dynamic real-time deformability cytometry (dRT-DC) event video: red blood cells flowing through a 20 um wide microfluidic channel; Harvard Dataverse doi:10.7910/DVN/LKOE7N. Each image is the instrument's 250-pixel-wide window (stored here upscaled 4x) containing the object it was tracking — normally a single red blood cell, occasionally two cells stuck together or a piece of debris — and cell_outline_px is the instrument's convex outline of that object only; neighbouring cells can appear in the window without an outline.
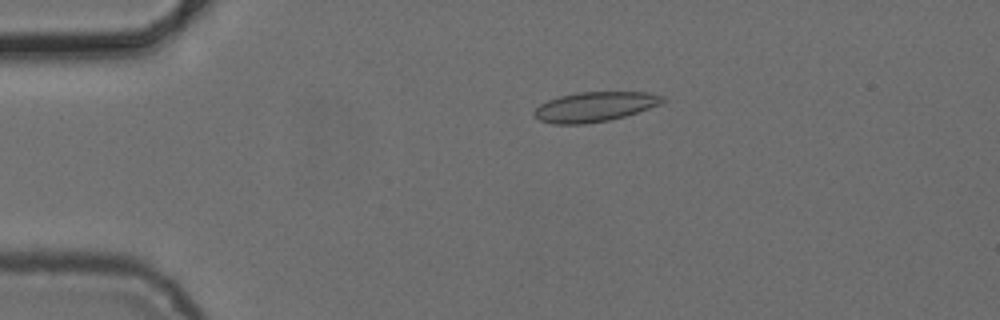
{"species": "common noctule bat (a hibernating species)", "species_latin": "Nyctalus noctula", "temperature_condition": "cold", "stored_images_in_passage": 5, "camera_frame_rate_fps": 3000, "um_per_image_px": 0.085, "animal": {"sex": "female", "body_mass_g": 24.6, "forearm_length_mm": 56.2}, "frame": {"image": 1, "passage_image": 3, "time_ms": 2.333, "image_size_px": [1000, 320], "cell_outline_px": [[668, 100], [660, 104], [624, 116], [608, 120], [584, 124], [552, 124], [540, 120], [532, 116], [532, 112], [540, 104], [548, 100], [560, 96], [576, 92], [648, 92], [664, 96]], "centroid_in_image_um": [50.53, 9.07], "position_along_channel_um": 34.5, "area_um2": 22.31}}
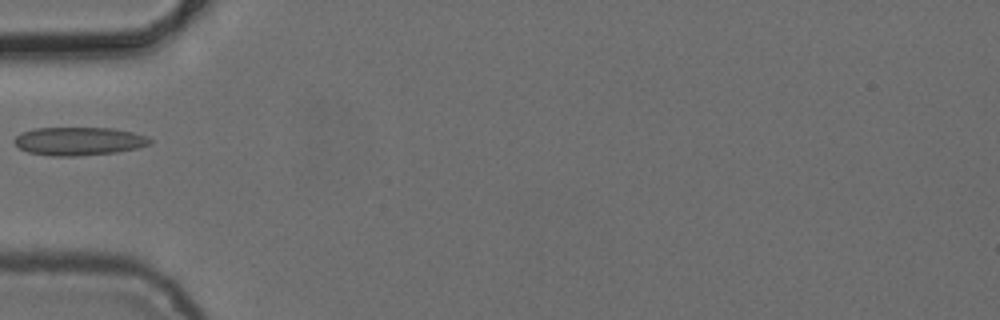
{"frame": {"image": 2, "passage_image": 5, "time_ms": 4.667, "image_size_px": [1000, 320], "cell_outline_px": [[152, 140], [148, 144], [136, 148], [116, 152], [80, 156], [52, 156], [28, 152], [20, 148], [12, 140], [16, 136], [24, 132], [36, 128], [112, 128], [132, 132], [148, 136]], "centroid_in_image_um": [6.7, 12.0], "position_along_channel_um": 78.3, "area_um2": 22.2}}